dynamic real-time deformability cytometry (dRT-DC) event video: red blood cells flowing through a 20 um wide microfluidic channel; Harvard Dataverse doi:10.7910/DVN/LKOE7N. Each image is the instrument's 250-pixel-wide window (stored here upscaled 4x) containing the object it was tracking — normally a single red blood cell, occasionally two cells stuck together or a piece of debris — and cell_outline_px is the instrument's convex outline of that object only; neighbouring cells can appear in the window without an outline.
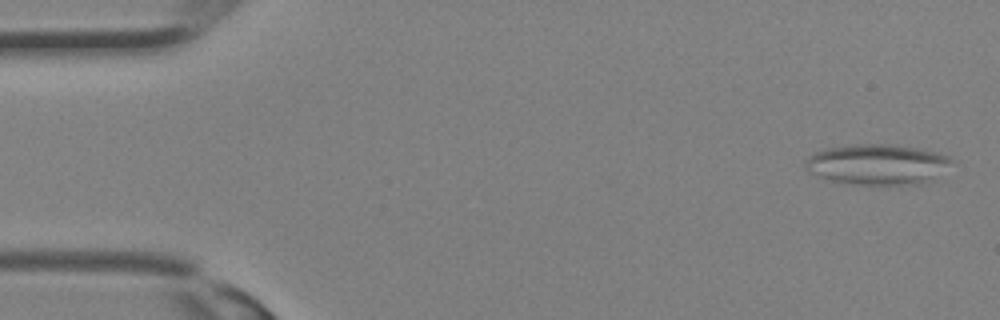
{"species": "Egyptian fruit bat (a non-hibernating species)", "species_latin": "Rousettus aegyptiacus", "temperature_condition": "room temperature", "stored_images_in_passage": 32, "camera_frame_rate_fps": 3000, "um_per_image_px": 0.085, "animal": {"sex": "female"}, "frame": {"image": 1, "passage_image": 1, "time_ms": 0.0, "image_size_px": [1000, 320], "cell_outline_px": [[956, 164], [936, 180], [920, 184], [888, 188], [848, 184], [824, 180], [808, 172], [804, 168], [804, 160], [812, 152], [828, 148], [848, 144], [896, 144], [936, 152], [948, 156]], "centroid_in_image_um": [74.61, 14.03], "position_along_channel_um": 10.4, "area_um2": 36.7}}
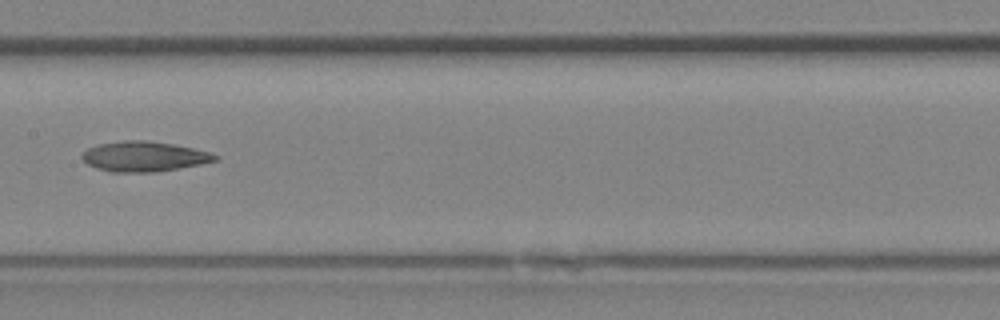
{"frame": {"image": 2, "passage_image": 16, "time_ms": 5.0, "image_size_px": [1000, 320], "cell_outline_px": [[220, 156], [216, 160], [200, 164], [180, 168], [156, 172], [112, 172], [96, 168], [88, 164], [80, 156], [88, 148], [100, 144], [124, 140], [148, 140], [172, 144], [212, 152]], "centroid_in_image_um": [12.26, 13.3], "position_along_channel_um": 195.1, "area_um2": 23.29}}
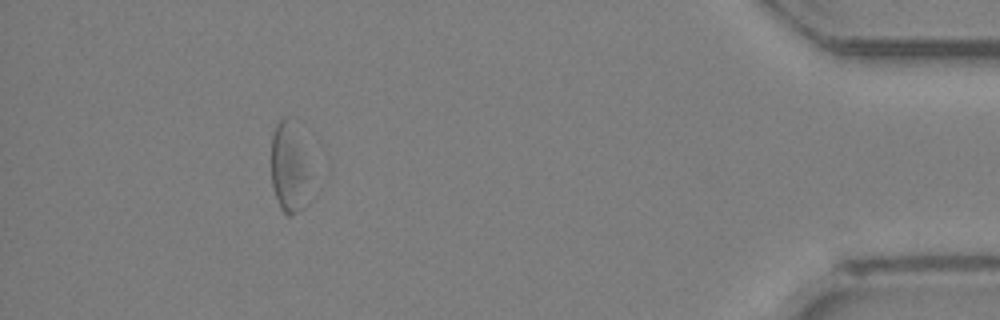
{"frame": {"image": 3, "passage_image": 29, "time_ms": 9.333, "image_size_px": [1000, 320], "cell_outline_px": [[312, 200], [304, 208], [292, 216], [288, 216], [280, 208], [272, 184], [272, 132], [276, 124], [284, 116], [288, 116], [312, 176]], "centroid_in_image_um": [24.63, 14.44], "position_along_channel_um": 410.6, "area_um2": 20.69}}